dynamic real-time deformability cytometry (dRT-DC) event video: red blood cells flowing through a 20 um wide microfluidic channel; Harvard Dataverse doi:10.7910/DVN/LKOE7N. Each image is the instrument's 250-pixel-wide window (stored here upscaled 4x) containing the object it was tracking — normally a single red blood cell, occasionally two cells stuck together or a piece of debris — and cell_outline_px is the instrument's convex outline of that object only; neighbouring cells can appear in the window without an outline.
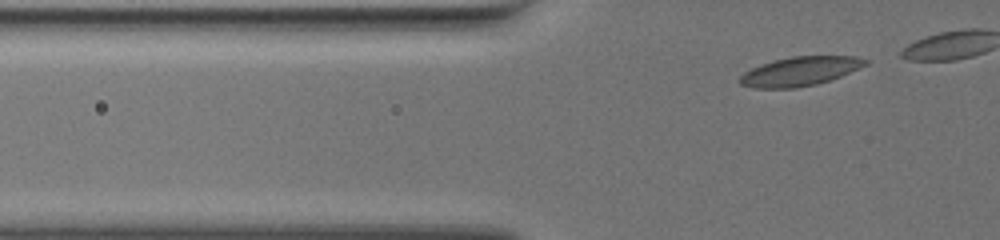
{"species": "common noctule bat (a hibernating species)", "species_latin": "Nyctalus noctula", "temperature_condition": "warm", "stored_images_in_passage": 12, "camera_frame_rate_fps": 3000, "um_per_image_px": 0.085, "animal": {"sex": "female", "body_mass_g": 19.5, "forearm_length_mm": 54.1}, "frame": {"image": 1, "passage_image": 4, "time_ms": 1.0, "image_size_px": [1000, 240], "cell_outline_px": [[868, 64], [840, 76], [816, 84], [796, 88], [756, 88], [740, 84], [740, 76], [744, 72], [760, 64], [792, 56], [856, 56], [868, 60]], "centroid_in_image_um": [67.99, 6.06], "position_along_channel_um": 57.8, "area_um2": 21.04}}
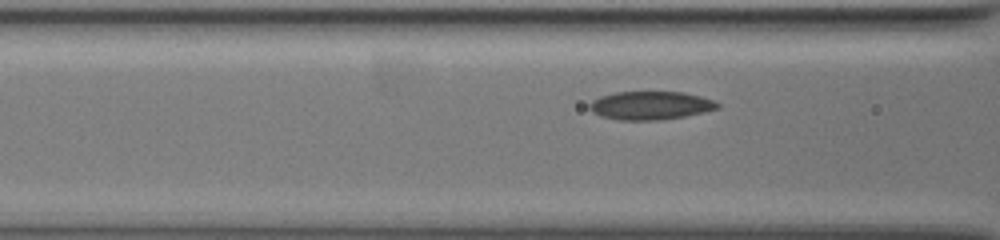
{"frame": {"image": 2, "passage_image": 10, "time_ms": 3.0, "image_size_px": [1000, 240], "cell_outline_px": [[720, 108], [704, 112], [684, 116], [660, 120], [620, 120], [600, 116], [592, 112], [588, 108], [588, 104], [592, 100], [600, 96], [616, 92], [684, 92], [716, 100], [720, 104]], "centroid_in_image_um": [55.29, 8.96], "position_along_channel_um": 111.3, "area_um2": 21.33}}